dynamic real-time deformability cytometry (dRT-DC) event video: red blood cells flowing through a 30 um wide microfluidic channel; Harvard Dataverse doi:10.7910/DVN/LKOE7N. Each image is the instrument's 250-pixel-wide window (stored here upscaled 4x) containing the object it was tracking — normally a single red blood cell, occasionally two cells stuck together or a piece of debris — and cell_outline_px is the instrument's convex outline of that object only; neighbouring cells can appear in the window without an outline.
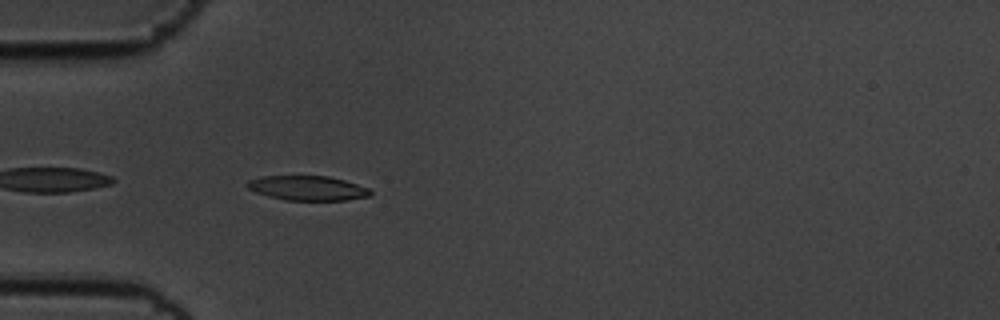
{"species": "common noctule bat (a hibernating species)", "species_latin": "Nyctalus noctula", "temperature_condition": "cold", "stored_images_in_passage": 43, "camera_frame_rate_fps": 3000, "um_per_image_px": 0.085, "animal": {"sex": "male", "body_mass_g": 19.5, "forearm_length_mm": 54.6}, "frame": {"image": 1, "passage_image": 3, "time_ms": 0.667, "image_size_px": [1000, 320], "cell_outline_px": [[372, 196], [344, 200], [284, 200], [268, 196], [256, 192], [248, 188], [244, 184], [248, 180], [260, 176], [328, 176], [344, 180], [368, 188], [372, 192]], "centroid_in_image_um": [26.12, 15.99], "position_along_channel_um": 58.9, "area_um2": 17.69}}
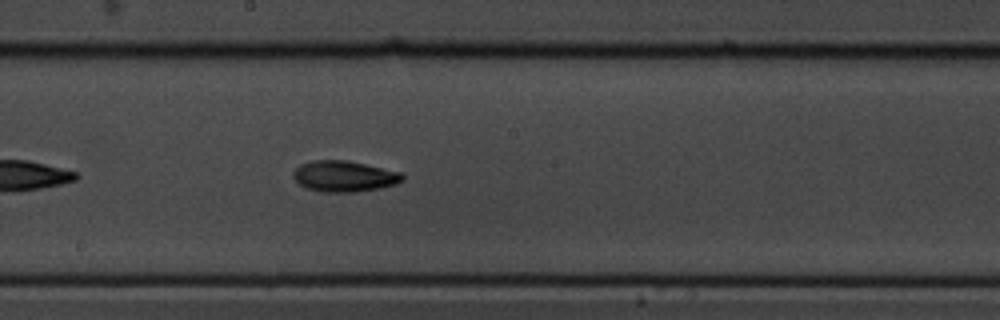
{"frame": {"image": 2, "passage_image": 17, "time_ms": 5.333, "image_size_px": [1000, 320], "cell_outline_px": [[404, 180], [396, 184], [380, 188], [356, 192], [324, 192], [308, 188], [300, 184], [292, 176], [292, 172], [300, 164], [316, 160], [344, 160], [364, 164], [400, 172], [404, 176]], "centroid_in_image_um": [29.26, 14.99], "position_along_channel_um": 218.9, "area_um2": 19.54}}
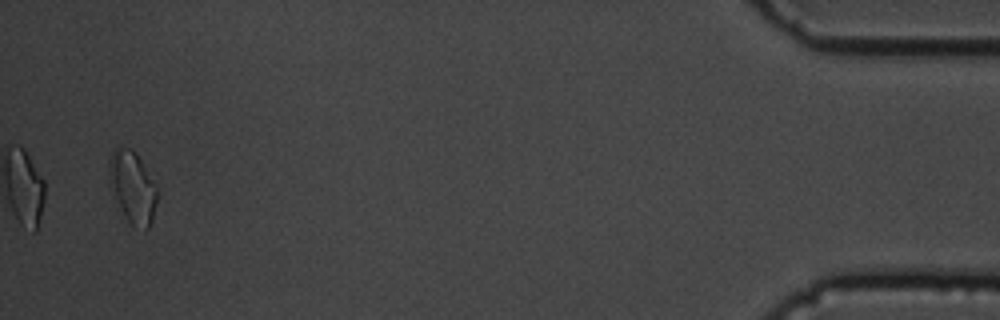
{"frame": {"image": 3, "passage_image": 41, "time_ms": 13.333, "image_size_px": [1000, 320], "cell_outline_px": [[156, 204], [152, 220], [148, 228], [144, 228], [132, 224], [124, 216], [108, 180], [108, 168], [112, 152], [116, 148], [128, 148], [140, 160], [156, 184]], "centroid_in_image_um": [11.26, 15.91], "position_along_channel_um": 423.9, "area_um2": 19.36}, "authors_computed_cell_mechanics": {"area_um2": 18.6116, "velocity_mm_per_s": 3.5298, "shape_relaxation_time_tau1_ms": 3.3964, "shape_relaxation_time_tau2_ms": null, "deformation_change_tau1": 0.1184, "deformation_change_tau2": null}}